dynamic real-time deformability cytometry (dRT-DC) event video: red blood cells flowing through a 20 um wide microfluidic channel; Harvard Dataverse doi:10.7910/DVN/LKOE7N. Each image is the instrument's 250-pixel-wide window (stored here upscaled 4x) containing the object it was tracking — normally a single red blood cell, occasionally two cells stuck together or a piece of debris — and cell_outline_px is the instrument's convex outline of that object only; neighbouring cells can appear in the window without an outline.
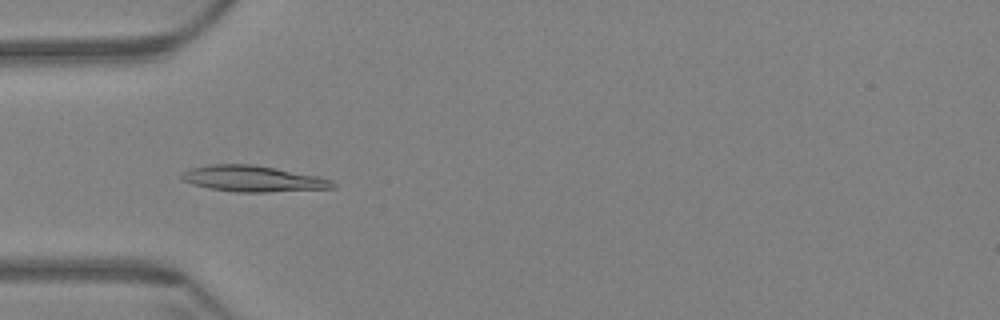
{"species": "Egyptian fruit bat (a non-hibernating species)", "species_latin": "Rousettus aegyptiacus", "temperature_condition": "warm", "stored_images_in_passage": 59, "camera_frame_rate_fps": 3000, "um_per_image_px": 0.085, "animal": {"sex": "female"}, "frame": {"image": 1, "passage_image": 18, "time_ms": 5.667, "image_size_px": [1000, 320], "cell_outline_px": [[336, 188], [268, 192], [236, 192], [208, 188], [192, 184], [180, 180], [180, 176], [184, 172], [192, 168], [208, 164], [256, 164], [320, 176], [332, 180], [336, 184]], "centroid_in_image_um": [21.53, 15.19], "position_along_channel_um": 63.5, "area_um2": 23.24}}
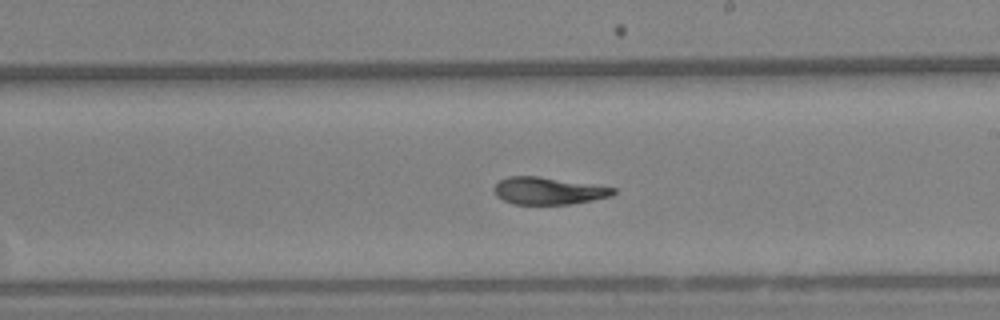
{"frame": {"image": 2, "passage_image": 34, "time_ms": 11.0, "image_size_px": [1000, 320], "cell_outline_px": [[616, 192], [612, 196], [592, 200], [568, 204], [512, 204], [496, 196], [492, 188], [500, 180], [508, 176], [536, 176], [616, 188]], "centroid_in_image_um": [46.57, 16.22], "position_along_channel_um": 242.4, "area_um2": 18.73}}
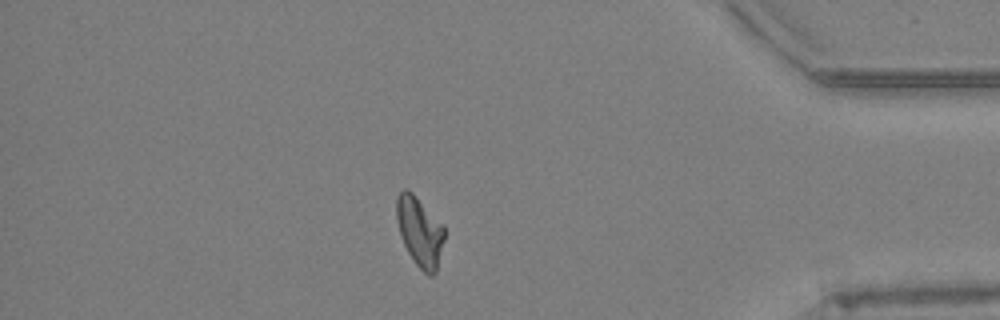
{"frame": {"image": 3, "passage_image": 51, "time_ms": 16.667, "image_size_px": [1000, 320], "cell_outline_px": [[444, 240], [436, 272], [432, 276], [428, 276], [416, 264], [408, 252], [400, 236], [396, 220], [396, 196], [404, 188], [408, 188], [444, 224]], "centroid_in_image_um": [35.67, 19.65], "position_along_channel_um": 399.5, "area_um2": 19.59}, "authors_computed_cell_mechanics": {"area_um2": 19.9988, "velocity_mm_per_s": 3.3904, "shape_relaxation_time_tau1_ms": null, "shape_relaxation_time_tau2_ms": 3.1499, "deformation_change_tau1": null, "deformation_change_tau2": 0.0757}}